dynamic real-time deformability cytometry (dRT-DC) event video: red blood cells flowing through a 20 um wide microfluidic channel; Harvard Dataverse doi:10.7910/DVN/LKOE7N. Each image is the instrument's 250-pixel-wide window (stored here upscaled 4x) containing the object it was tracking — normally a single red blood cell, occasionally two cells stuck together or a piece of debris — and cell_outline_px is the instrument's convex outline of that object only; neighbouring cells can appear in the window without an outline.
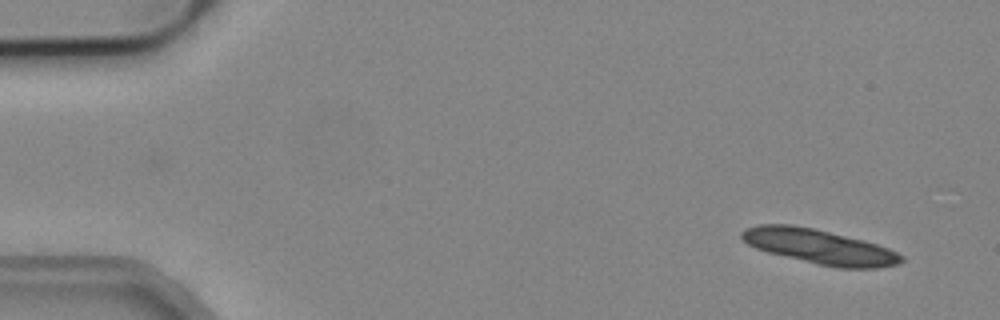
{"species": "common noctule bat (a hibernating species)", "species_latin": "Nyctalus noctula", "temperature_condition": "cold", "stored_images_in_passage": 3, "camera_frame_rate_fps": 3000, "um_per_image_px": 0.085, "animal": {"sex": "male", "body_mass_g": 19.2, "forearm_length_mm": 51.8}, "frame": {"image": 1, "passage_image": 3, "time_ms": 0.667, "image_size_px": [1000, 320], "cell_outline_px": [[904, 260], [900, 264], [876, 268], [840, 268], [820, 264], [768, 252], [756, 248], [748, 244], [740, 236], [740, 232], [744, 228], [760, 224], [792, 224], [812, 228], [864, 240], [888, 248], [904, 256]], "centroid_in_image_um": [69.66, 20.96], "position_along_channel_um": 15.3, "area_um2": 31.96}}